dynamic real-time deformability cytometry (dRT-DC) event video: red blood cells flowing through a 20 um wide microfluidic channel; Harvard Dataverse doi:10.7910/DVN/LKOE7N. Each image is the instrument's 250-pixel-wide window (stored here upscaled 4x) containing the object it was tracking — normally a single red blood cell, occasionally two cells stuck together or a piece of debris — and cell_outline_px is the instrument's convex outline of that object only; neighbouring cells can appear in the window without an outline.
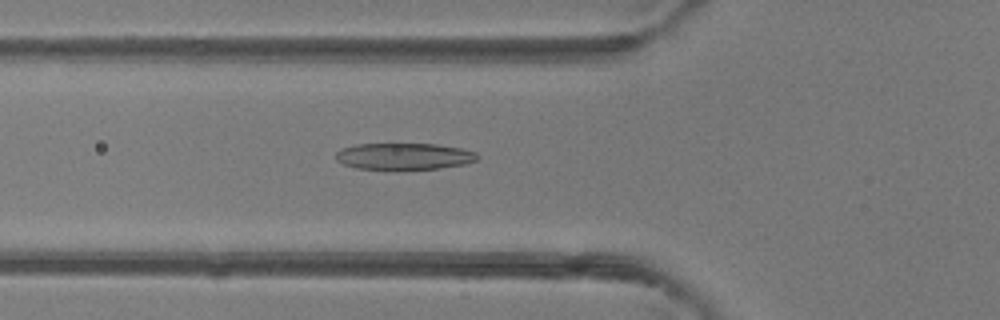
{"species": "common noctule bat (a hibernating species)", "species_latin": "Nyctalus noctula", "temperature_condition": "room temperature", "stored_images_in_passage": 44, "camera_frame_rate_fps": 3000, "um_per_image_px": 0.085, "animal": {"sex": "female"}, "frame": {"image": 1, "passage_image": 14, "time_ms": 4.333, "image_size_px": [1000, 320], "cell_outline_px": [[480, 156], [476, 160], [464, 164], [440, 168], [392, 172], [356, 168], [344, 164], [336, 160], [336, 152], [340, 148], [356, 144], [436, 144], [460, 148], [476, 152]], "centroid_in_image_um": [34.3, 13.32], "position_along_channel_um": 91.5, "area_um2": 22.77}}
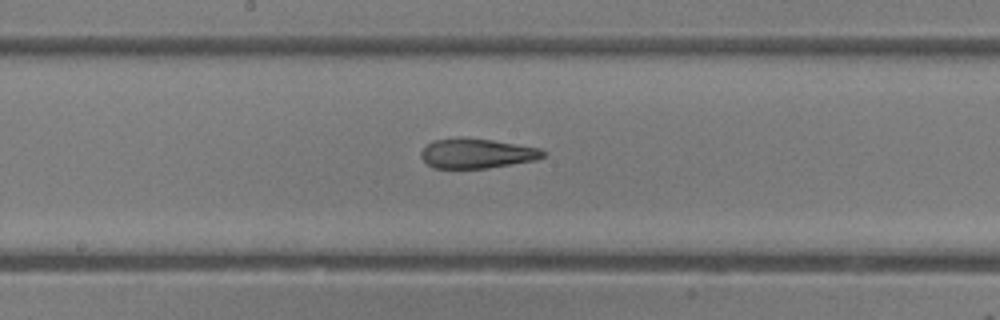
{"frame": {"image": 2, "passage_image": 22, "time_ms": 7.0, "image_size_px": [1000, 320], "cell_outline_px": [[548, 152], [544, 156], [536, 160], [488, 168], [432, 168], [420, 156], [420, 152], [424, 144], [432, 140], [460, 136], [492, 140], [540, 148]], "centroid_in_image_um": [40.49, 13.02], "position_along_channel_um": 207.7, "area_um2": 21.56}}
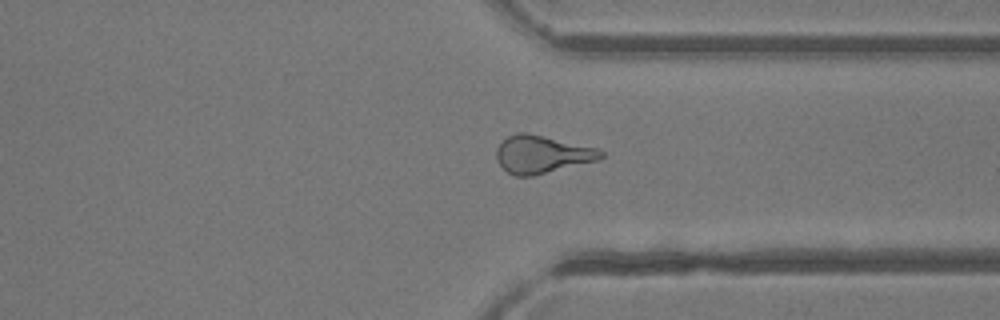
{"frame": {"image": 3, "passage_image": 33, "time_ms": 10.667, "image_size_px": [1000, 320], "cell_outline_px": [[604, 156], [600, 160], [532, 176], [516, 176], [508, 172], [500, 164], [496, 156], [496, 148], [508, 136], [516, 132], [528, 132], [600, 148], [604, 152]], "centroid_in_image_um": [46.12, 13.1], "position_along_channel_um": 365.3, "area_um2": 23.18}, "authors_computed_cell_mechanics": {"area_um2": 22.5709, "velocity_mm_per_s": 4.3168, "shape_relaxation_time_tau1_ms": null, "shape_relaxation_time_tau2_ms": 3.4611, "deformation_change_tau1": null, "deformation_change_tau2": 0.1125}}